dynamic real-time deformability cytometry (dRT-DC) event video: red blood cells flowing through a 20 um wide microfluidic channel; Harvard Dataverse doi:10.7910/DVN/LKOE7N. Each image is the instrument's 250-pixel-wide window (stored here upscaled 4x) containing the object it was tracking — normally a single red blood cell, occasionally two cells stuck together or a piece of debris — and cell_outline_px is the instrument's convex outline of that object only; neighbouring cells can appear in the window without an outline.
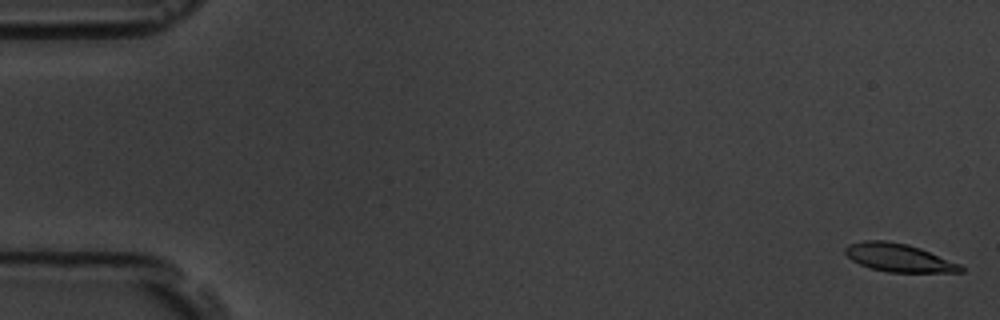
{"species": "common noctule bat (a hibernating species)", "species_latin": "Nyctalus noctula", "temperature_condition": "room temperature", "stored_images_in_passage": 15, "camera_frame_rate_fps": 3000, "um_per_image_px": 0.085, "animal": {"sex": "male", "body_mass_g": 19.5, "forearm_length_mm": 54.6}, "frame": {"image": 1, "passage_image": 1, "time_ms": 0.0, "image_size_px": [1000, 320], "cell_outline_px": [[964, 272], [888, 272], [872, 268], [860, 264], [852, 260], [844, 252], [844, 248], [848, 244], [864, 240], [888, 240], [908, 244], [920, 248], [960, 264], [964, 268]], "centroid_in_image_um": [76.38, 21.89], "position_along_channel_um": 8.6, "area_um2": 18.9}}
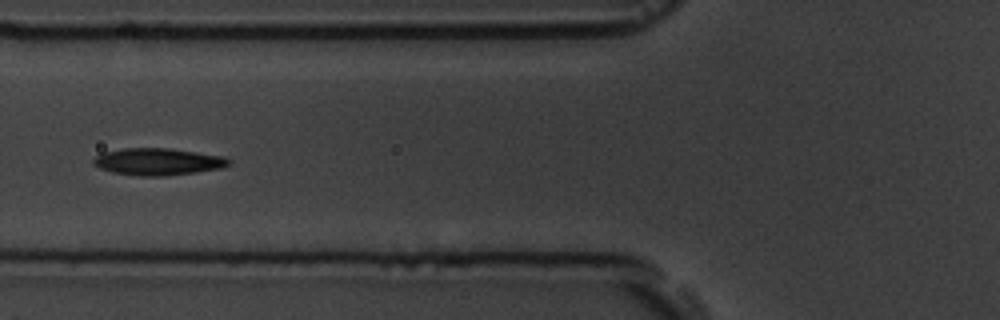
{"frame": {"image": 2, "passage_image": 6, "time_ms": 7.0, "image_size_px": [1000, 320], "cell_outline_px": [[232, 164], [220, 168], [164, 176], [140, 176], [112, 172], [100, 168], [92, 164], [92, 160], [96, 156], [104, 152], [124, 148], [168, 148], [224, 156], [232, 160]], "centroid_in_image_um": [13.42, 13.74], "position_along_channel_um": 112.4, "area_um2": 21.21}}
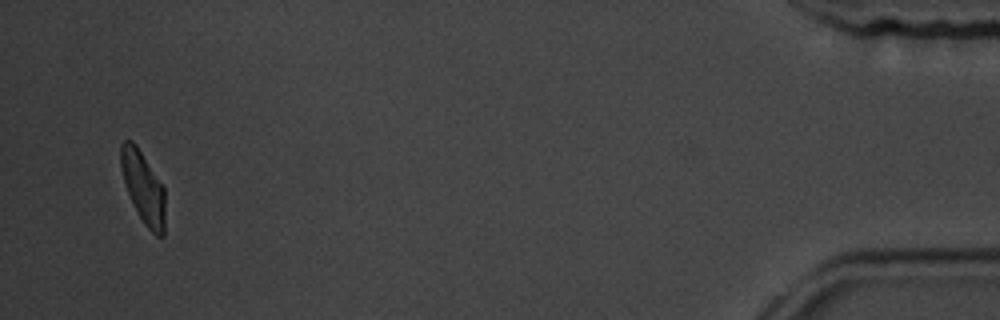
{"frame": {"image": 3, "passage_image": 15, "time_ms": 18.0, "image_size_px": [1000, 320], "cell_outline_px": [[164, 236], [156, 236], [144, 224], [128, 192], [120, 168], [120, 144], [124, 140], [132, 140], [136, 144], [164, 188]], "centroid_in_image_um": [12.16, 15.89], "position_along_channel_um": 423.0, "area_um2": 18.15}, "authors_computed_cell_mechanics": {"area_um2": 20.1722, "velocity_mm_per_s": 3.5778, "shape_relaxation_time_tau1_ms": 2.8786, "shape_relaxation_time_tau2_ms": 1.3228, "deformation_change_tau1": 0.112, "deformation_change_tau2": 0.0495}}